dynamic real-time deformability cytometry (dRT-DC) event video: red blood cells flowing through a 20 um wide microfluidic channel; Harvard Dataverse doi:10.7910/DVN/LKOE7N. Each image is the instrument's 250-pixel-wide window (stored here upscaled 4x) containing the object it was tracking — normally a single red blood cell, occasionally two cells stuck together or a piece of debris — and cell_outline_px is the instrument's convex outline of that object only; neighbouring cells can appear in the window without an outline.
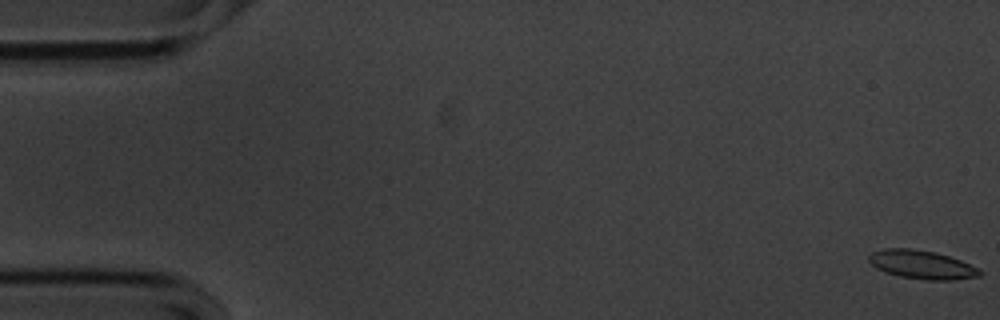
{"species": "common noctule bat (a hibernating species)", "species_latin": "Nyctalus noctula", "temperature_condition": "cold", "stored_images_in_passage": 15, "camera_frame_rate_fps": 3000, "um_per_image_px": 0.085, "animal": {"sex": "male", "body_mass_g": 20.1, "forearm_length_mm": 53.5}, "frame": {"image": 1, "passage_image": 1, "time_ms": 0.0, "image_size_px": [1000, 320], "cell_outline_px": [[984, 272], [980, 276], [952, 280], [924, 280], [900, 276], [884, 272], [876, 268], [868, 260], [868, 256], [872, 252], [884, 248], [912, 248], [936, 252], [960, 260], [980, 268]], "centroid_in_image_um": [78.37, 22.49], "position_along_channel_um": 6.6, "area_um2": 18.67}}
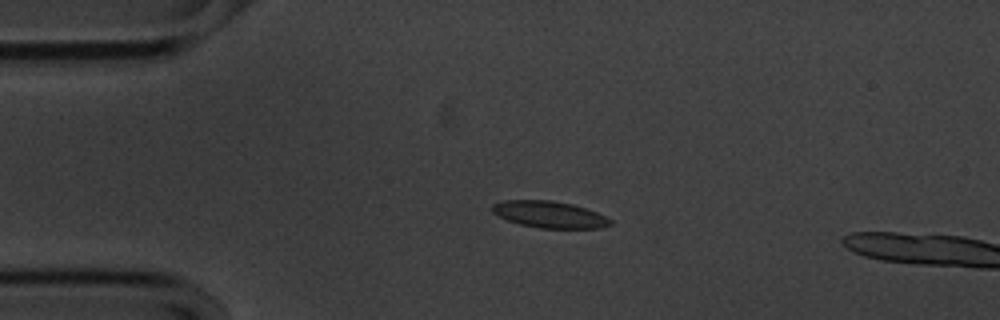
{"frame": {"image": 2, "passage_image": 13, "time_ms": 4.0, "image_size_px": [1000, 320], "cell_outline_px": [[612, 224], [600, 228], [540, 228], [520, 224], [508, 220], [492, 212], [492, 204], [504, 200], [552, 200], [572, 204], [596, 212], [612, 220]], "centroid_in_image_um": [46.7, 18.23], "position_along_channel_um": 38.3, "area_um2": 18.21}}